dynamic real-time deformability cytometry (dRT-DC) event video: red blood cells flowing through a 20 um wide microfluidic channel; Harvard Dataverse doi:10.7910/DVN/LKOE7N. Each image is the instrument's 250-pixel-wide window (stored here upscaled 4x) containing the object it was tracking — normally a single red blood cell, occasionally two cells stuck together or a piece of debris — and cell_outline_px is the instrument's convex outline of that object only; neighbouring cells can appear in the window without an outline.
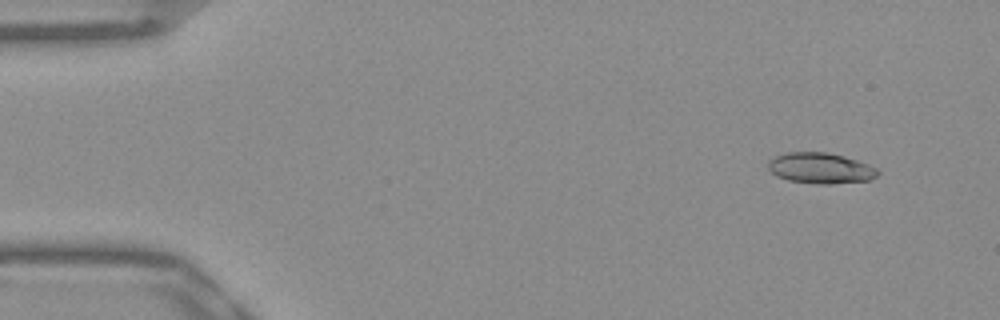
{"species": "Egyptian fruit bat (a non-hibernating species)", "species_latin": "Rousettus aegyptiacus", "temperature_condition": "warm", "stored_images_in_passage": 52, "camera_frame_rate_fps": 3000, "um_per_image_px": 0.085, "frame": {"image": 1, "passage_image": 5, "time_ms": 1.333, "image_size_px": [1000, 320], "cell_outline_px": [[880, 172], [876, 176], [868, 180], [828, 184], [820, 184], [788, 180], [776, 176], [768, 168], [768, 160], [784, 152], [828, 152], [844, 156], [868, 164], [876, 168]], "centroid_in_image_um": [69.72, 14.28], "position_along_channel_um": 15.3, "area_um2": 19.59}}
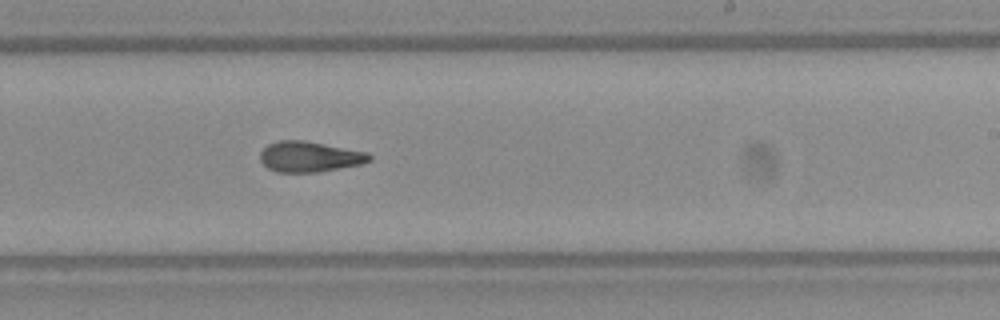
{"frame": {"image": 2, "passage_image": 32, "time_ms": 10.333, "image_size_px": [1000, 320], "cell_outline_px": [[372, 160], [364, 164], [320, 172], [276, 172], [268, 168], [260, 160], [260, 152], [268, 144], [276, 140], [304, 140], [368, 152], [372, 156]], "centroid_in_image_um": [26.34, 13.32], "position_along_channel_um": 262.7, "area_um2": 19.71}}
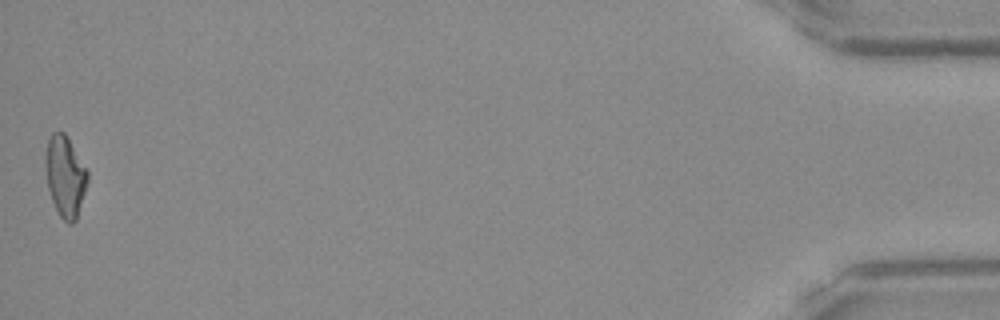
{"frame": {"image": 3, "passage_image": 52, "time_ms": 17.0, "image_size_px": [1000, 320], "cell_outline_px": [[88, 180], [76, 220], [72, 224], [68, 224], [60, 216], [52, 200], [48, 188], [44, 160], [44, 156], [48, 140], [52, 132], [64, 132], [88, 172]], "centroid_in_image_um": [5.52, 14.99], "position_along_channel_um": 429.7, "area_um2": 19.59}, "authors_computed_cell_mechanics": {"area_um2": 19.6809, "velocity_mm_per_s": 3.9433, "shape_relaxation_time_tau1_ms": 7.03, "shape_relaxation_time_tau2_ms": 2.9414, "deformation_change_tau1": 0.2237, "deformation_change_tau2": 0.1137}}